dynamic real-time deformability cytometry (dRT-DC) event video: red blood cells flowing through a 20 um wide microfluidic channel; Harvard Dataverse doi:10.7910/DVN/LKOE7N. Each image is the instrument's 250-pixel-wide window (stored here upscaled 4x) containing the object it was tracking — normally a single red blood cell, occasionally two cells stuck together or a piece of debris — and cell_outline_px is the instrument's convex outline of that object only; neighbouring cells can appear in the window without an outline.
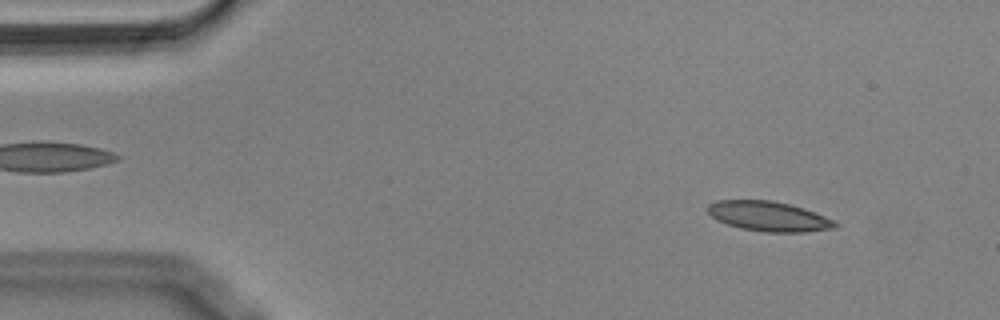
{"species": "Egyptian fruit bat (a non-hibernating species)", "species_latin": "Rousettus aegyptiacus", "temperature_condition": "cold", "stored_images_in_passage": 54, "camera_frame_rate_fps": 3000, "um_per_image_px": 0.085, "animal": {"sex": "male"}, "frame": {"image": 1, "passage_image": 5, "time_ms": 1.333, "image_size_px": [1000, 320], "cell_outline_px": [[840, 224], [836, 228], [804, 232], [768, 232], [740, 228], [716, 220], [708, 212], [708, 204], [716, 200], [772, 200], [804, 208], [836, 220]], "centroid_in_image_um": [65.38, 18.39], "position_along_channel_um": 19.6, "area_um2": 22.25}}
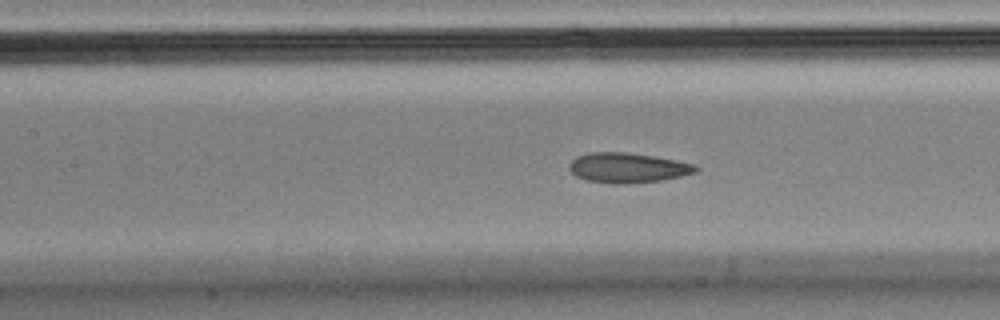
{"frame": {"image": 2, "passage_image": 23, "time_ms": 7.333, "image_size_px": [1000, 320], "cell_outline_px": [[700, 168], [696, 172], [680, 176], [660, 180], [620, 184], [588, 180], [576, 176], [568, 168], [568, 164], [576, 156], [588, 152], [628, 152], [676, 160], [696, 164]], "centroid_in_image_um": [53.34, 14.24], "position_along_channel_um": 154.1, "area_um2": 21.96}}
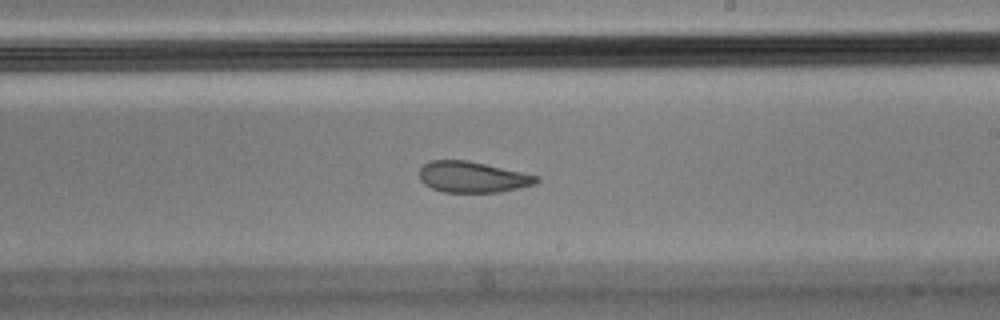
{"frame": {"image": 3, "passage_image": 31, "time_ms": 10.0, "image_size_px": [1000, 320], "cell_outline_px": [[540, 180], [536, 184], [500, 192], [444, 192], [432, 188], [424, 184], [420, 180], [420, 168], [424, 164], [432, 160], [468, 160], [540, 176]], "centroid_in_image_um": [40.18, 15.04], "position_along_channel_um": 248.8, "area_um2": 21.15}, "authors_computed_cell_mechanics": {"area_um2": 22.2819, "velocity_mm_per_s": 3.5713, "shape_relaxation_time_tau1_ms": null, "shape_relaxation_time_tau2_ms": 1.795, "deformation_change_tau1": null, "deformation_change_tau2": 0.083}}